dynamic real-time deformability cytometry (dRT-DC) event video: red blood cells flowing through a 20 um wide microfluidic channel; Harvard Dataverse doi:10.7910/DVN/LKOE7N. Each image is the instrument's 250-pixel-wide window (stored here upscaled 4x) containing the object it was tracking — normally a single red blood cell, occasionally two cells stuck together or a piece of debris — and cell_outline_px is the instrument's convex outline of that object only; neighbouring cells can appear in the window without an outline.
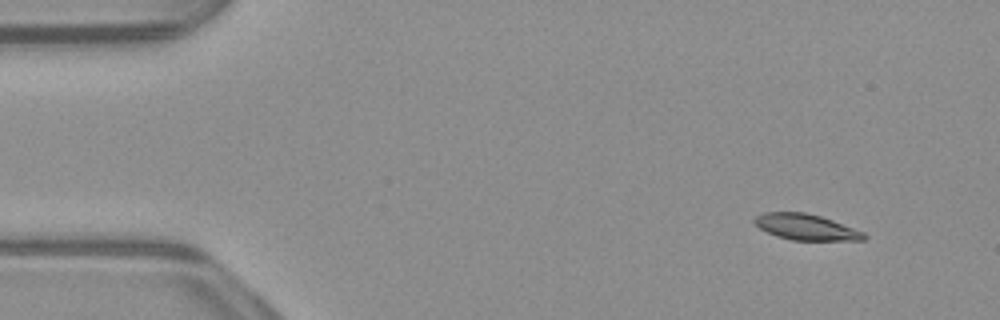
{"species": "common noctule bat (a hibernating species)", "species_latin": "Nyctalus noctula", "temperature_condition": "warm", "stored_images_in_passage": 49, "camera_frame_rate_fps": 3000, "um_per_image_px": 0.085, "animal": {"sex": "male", "body_mass_g": 23.1, "forearm_length_mm": 52.7}, "frame": {"image": 1, "passage_image": 1, "time_ms": 0.0, "image_size_px": [1000, 320], "cell_outline_px": [[868, 236], [864, 240], [792, 240], [776, 236], [760, 228], [752, 220], [756, 216], [764, 212], [804, 212], [820, 216], [832, 220], [864, 232]], "centroid_in_image_um": [68.51, 19.3], "position_along_channel_um": 16.5, "area_um2": 16.42}}
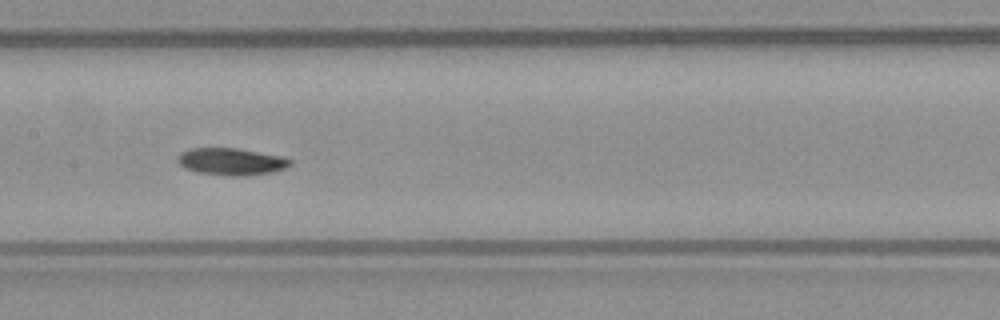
{"frame": {"image": 2, "passage_image": 22, "time_ms": 7.0, "image_size_px": [1000, 320], "cell_outline_px": [[292, 164], [284, 168], [272, 172], [244, 176], [232, 176], [196, 172], [184, 168], [176, 160], [176, 156], [180, 152], [188, 148], [236, 148], [284, 156], [292, 160]], "centroid_in_image_um": [19.63, 13.73], "position_along_channel_um": 187.8, "area_um2": 17.98}}
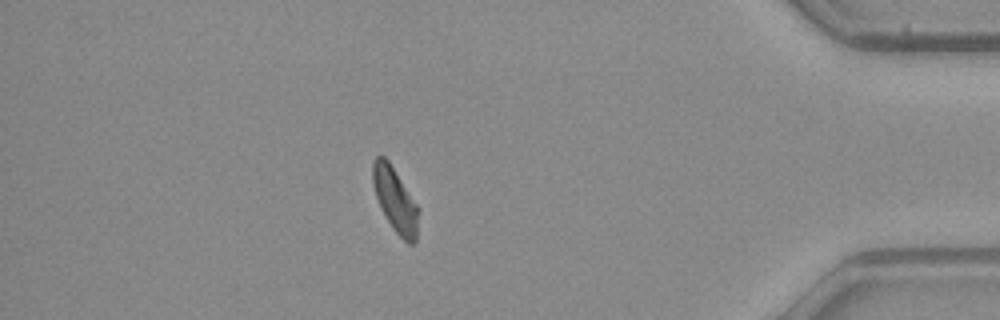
{"frame": {"image": 3, "passage_image": 42, "time_ms": 13.667, "image_size_px": [1000, 320], "cell_outline_px": [[416, 240], [412, 244], [408, 244], [392, 228], [384, 216], [380, 208], [372, 184], [372, 160], [376, 156], [384, 156], [388, 160], [416, 204]], "centroid_in_image_um": [33.51, 16.96], "position_along_channel_um": 401.7, "area_um2": 16.65}}